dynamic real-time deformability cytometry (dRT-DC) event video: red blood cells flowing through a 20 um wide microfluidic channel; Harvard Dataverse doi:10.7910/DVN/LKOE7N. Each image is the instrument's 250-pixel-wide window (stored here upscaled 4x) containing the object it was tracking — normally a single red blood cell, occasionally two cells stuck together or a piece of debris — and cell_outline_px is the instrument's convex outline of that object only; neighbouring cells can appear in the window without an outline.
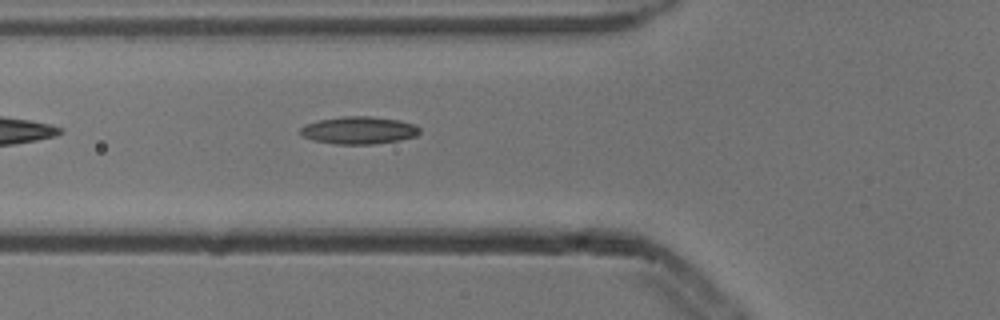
{"species": "common noctule bat (a hibernating species)", "species_latin": "Nyctalus noctula", "temperature_condition": "cold", "stored_images_in_passage": 4, "camera_frame_rate_fps": 3000, "um_per_image_px": 0.085, "animal": {"sex": "male", "body_mass_g": 13.3}, "frame": {"image": 1, "passage_image": 4, "time_ms": 1.0, "image_size_px": [1000, 320], "cell_outline_px": [[420, 132], [416, 136], [400, 140], [376, 144], [336, 144], [312, 140], [304, 136], [300, 132], [300, 128], [304, 124], [320, 120], [344, 116], [372, 116], [400, 120], [416, 124], [420, 128]], "centroid_in_image_um": [30.54, 11.07], "position_along_channel_um": 95.3, "area_um2": 19.25}}